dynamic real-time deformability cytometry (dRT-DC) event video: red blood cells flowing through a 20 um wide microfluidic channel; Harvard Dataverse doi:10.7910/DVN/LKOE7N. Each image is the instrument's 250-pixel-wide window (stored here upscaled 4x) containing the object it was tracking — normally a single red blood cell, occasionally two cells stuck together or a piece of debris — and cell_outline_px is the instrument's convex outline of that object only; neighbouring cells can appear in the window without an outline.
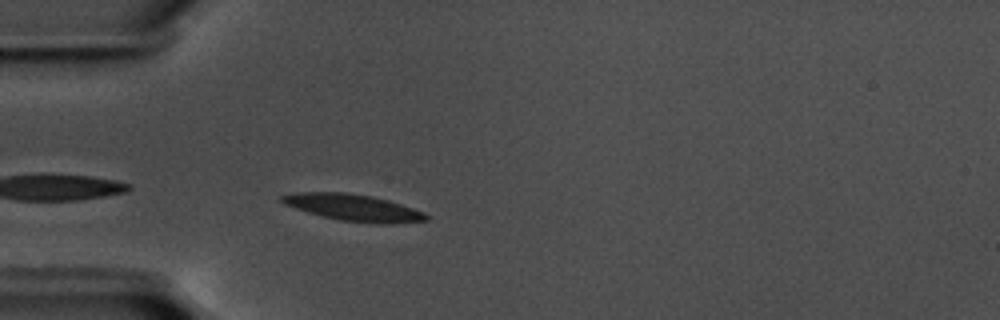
{"species": "common noctule bat (a hibernating species)", "species_latin": "Nyctalus noctula", "temperature_condition": "warm", "stored_images_in_passage": 42, "camera_frame_rate_fps": 3000, "um_per_image_px": 0.085, "animal": {"sex": "male", "body_mass_g": 17.5, "forearm_length_mm": 52.3}, "frame": {"image": 1, "passage_image": 2, "time_ms": 0.333, "image_size_px": [1000, 320], "cell_outline_px": [[428, 220], [392, 224], [376, 224], [340, 220], [308, 212], [284, 204], [280, 200], [280, 196], [296, 192], [344, 192], [372, 196], [388, 200], [424, 212], [428, 216]], "centroid_in_image_um": [30.04, 17.65], "position_along_channel_um": 55.0, "area_um2": 22.31}}
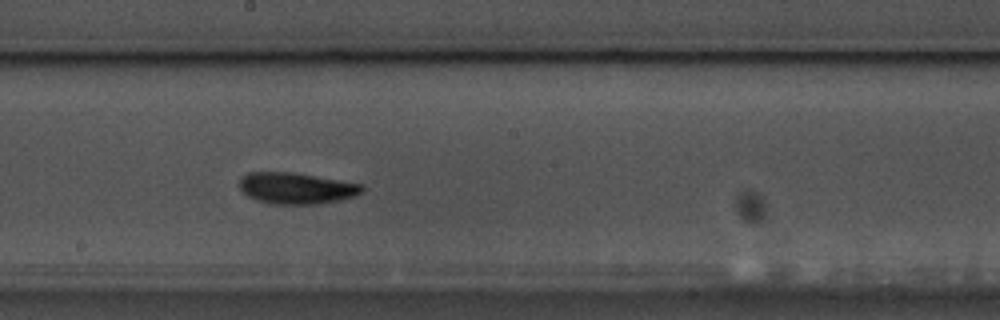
{"frame": {"image": 2, "passage_image": 17, "time_ms": 5.333, "image_size_px": [1000, 320], "cell_outline_px": [[364, 192], [356, 196], [340, 200], [316, 204], [272, 204], [256, 200], [248, 196], [236, 184], [240, 176], [248, 172], [292, 172], [364, 184]], "centroid_in_image_um": [25.18, 15.99], "position_along_channel_um": 223.0, "area_um2": 22.72}}
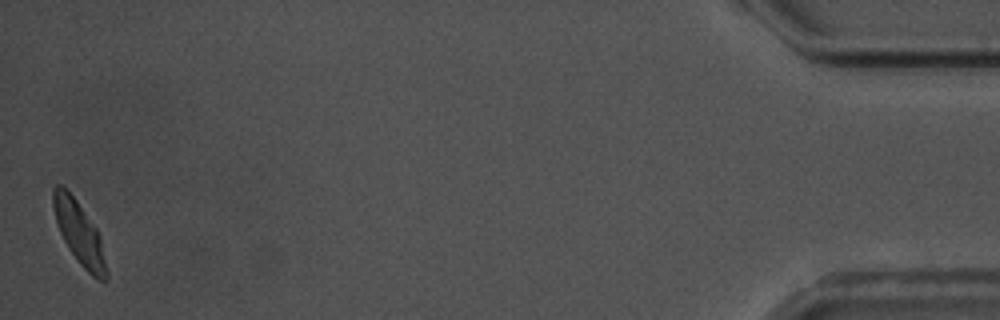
{"frame": {"image": 3, "passage_image": 42, "time_ms": 13.667, "image_size_px": [1000, 320], "cell_outline_px": [[108, 280], [100, 280], [92, 276], [80, 264], [68, 248], [56, 224], [52, 204], [52, 188], [56, 184], [60, 184], [76, 200], [96, 228], [100, 236], [108, 276]], "centroid_in_image_um": [6.71, 19.8], "position_along_channel_um": 428.5, "area_um2": 19.19}, "authors_computed_cell_mechanics": {"area_um2": 21.2993, "velocity_mm_per_s": 3.5439, "shape_relaxation_time_tau1_ms": 2.5467, "shape_relaxation_time_tau2_ms": 4.5545, "deformation_change_tau1": 0.1238, "deformation_change_tau2": 0.0964}}